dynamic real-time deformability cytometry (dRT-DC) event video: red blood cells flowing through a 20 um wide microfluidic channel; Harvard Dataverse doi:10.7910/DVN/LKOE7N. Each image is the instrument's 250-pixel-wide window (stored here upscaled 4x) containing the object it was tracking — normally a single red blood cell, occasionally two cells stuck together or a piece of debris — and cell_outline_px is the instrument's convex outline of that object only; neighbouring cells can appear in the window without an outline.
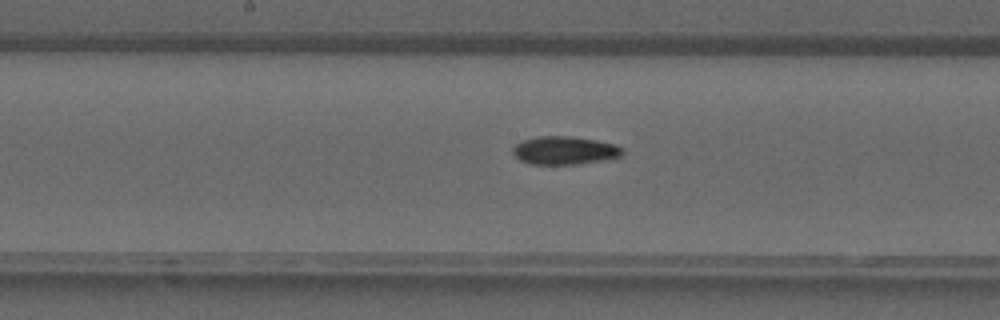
{"species": "common noctule bat (a hibernating species)", "species_latin": "Nyctalus noctula", "temperature_condition": "warm", "stored_images_in_passage": 29, "camera_frame_rate_fps": 3000, "um_per_image_px": 0.085, "animal": {"sex": "male", "forearm_length_mm": 52.5}, "frame": {"image": 1, "passage_image": 10, "time_ms": 3.0, "image_size_px": [1000, 320], "cell_outline_px": [[624, 156], [576, 164], [528, 164], [520, 160], [512, 152], [512, 148], [516, 144], [524, 140], [536, 136], [572, 136], [596, 140], [616, 144], [624, 148]], "centroid_in_image_um": [48.01, 12.78], "position_along_channel_um": 200.2, "area_um2": 18.09}}
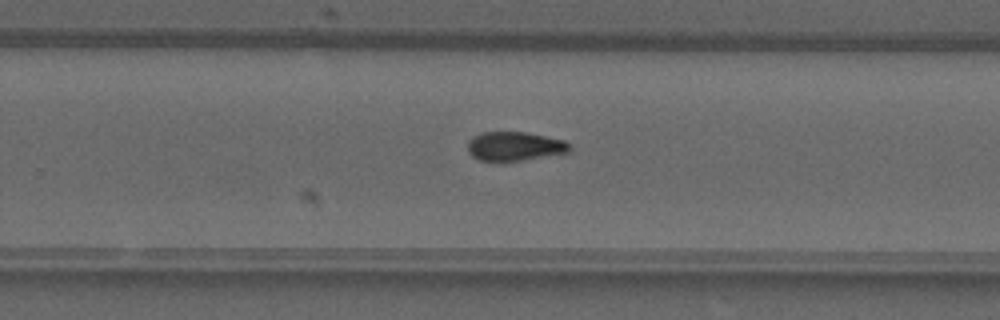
{"frame": {"image": 2, "passage_image": 15, "time_ms": 4.667, "image_size_px": [1000, 320], "cell_outline_px": [[572, 148], [568, 152], [520, 160], [480, 160], [472, 156], [468, 152], [468, 140], [472, 136], [484, 132], [524, 132], [564, 140]], "centroid_in_image_um": [43.71, 12.41], "position_along_channel_um": 286.1, "area_um2": 16.88}}
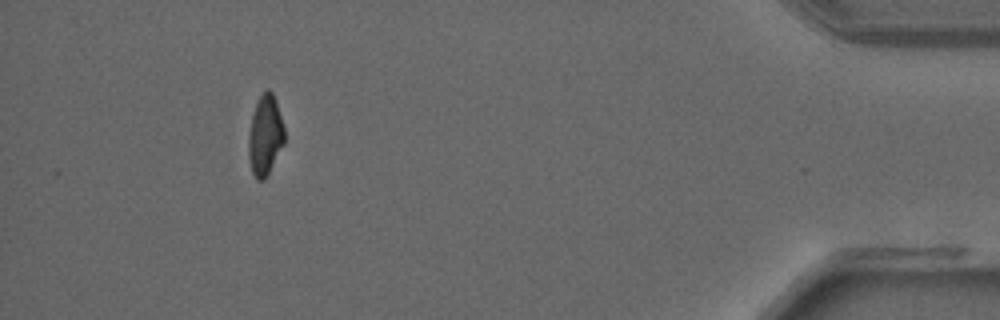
{"frame": {"image": 3, "passage_image": 26, "time_ms": 8.333, "image_size_px": [1000, 320], "cell_outline_px": [[284, 144], [264, 180], [256, 180], [252, 172], [248, 156], [248, 136], [252, 116], [256, 104], [260, 96], [268, 88], [272, 92], [276, 100], [284, 128]], "centroid_in_image_um": [22.53, 11.51], "position_along_channel_um": 412.7, "area_um2": 16.65}}